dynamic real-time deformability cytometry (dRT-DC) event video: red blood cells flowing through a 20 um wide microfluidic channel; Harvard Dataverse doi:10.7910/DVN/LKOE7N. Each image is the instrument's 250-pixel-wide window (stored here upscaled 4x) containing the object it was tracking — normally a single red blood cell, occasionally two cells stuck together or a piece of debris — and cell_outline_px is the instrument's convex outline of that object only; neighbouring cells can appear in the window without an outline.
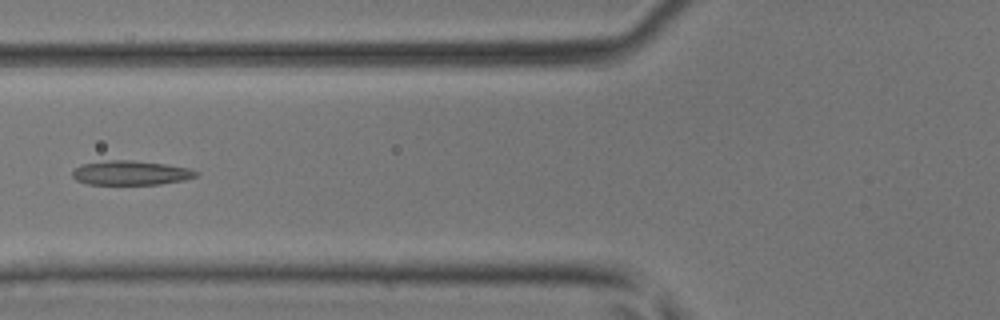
{"species": "common noctule bat (a hibernating species)", "species_latin": "Nyctalus noctula", "temperature_condition": "room temperature", "stored_images_in_passage": 46, "camera_frame_rate_fps": 3000, "um_per_image_px": 0.085, "animal": {"sex": "male", "body_mass_g": 17.9, "forearm_length_mm": 54.2}, "frame": {"image": 1, "passage_image": 18, "time_ms": 5.667, "image_size_px": [1000, 320], "cell_outline_px": [[200, 172], [196, 176], [184, 180], [160, 184], [88, 184], [76, 180], [72, 176], [72, 172], [80, 164], [108, 160], [132, 160], [164, 164], [188, 168]], "centroid_in_image_um": [11.1, 14.69], "position_along_channel_um": 114.7, "area_um2": 17.46}}
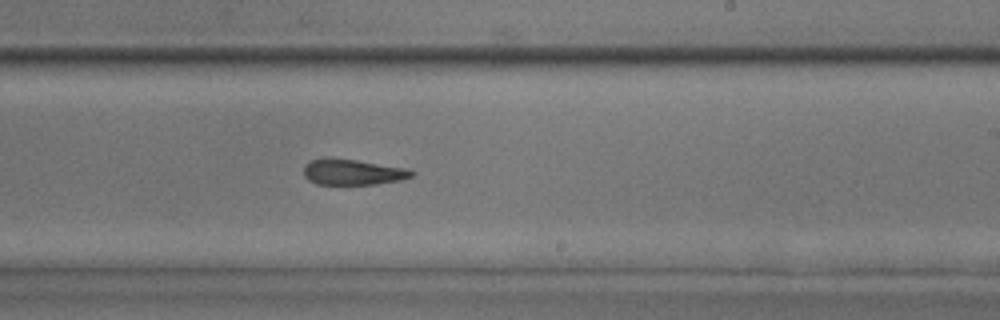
{"frame": {"image": 2, "passage_image": 28, "time_ms": 9.0, "image_size_px": [1000, 320], "cell_outline_px": [[416, 172], [412, 176], [400, 180], [376, 184], [316, 184], [308, 180], [304, 176], [304, 164], [308, 160], [328, 156], [356, 160], [404, 168]], "centroid_in_image_um": [29.9, 14.61], "position_along_channel_um": 259.1, "area_um2": 16.36}}
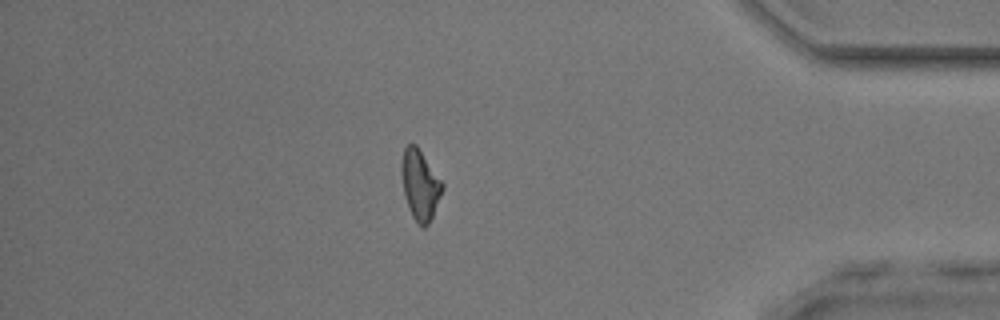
{"frame": {"image": 3, "passage_image": 40, "time_ms": 13.0, "image_size_px": [1000, 320], "cell_outline_px": [[444, 188], [432, 216], [428, 224], [424, 228], [420, 228], [416, 224], [408, 208], [404, 196], [400, 172], [400, 168], [404, 148], [408, 144], [416, 144], [444, 184]], "centroid_in_image_um": [35.68, 15.74], "position_along_channel_um": 399.5, "area_um2": 16.88}}